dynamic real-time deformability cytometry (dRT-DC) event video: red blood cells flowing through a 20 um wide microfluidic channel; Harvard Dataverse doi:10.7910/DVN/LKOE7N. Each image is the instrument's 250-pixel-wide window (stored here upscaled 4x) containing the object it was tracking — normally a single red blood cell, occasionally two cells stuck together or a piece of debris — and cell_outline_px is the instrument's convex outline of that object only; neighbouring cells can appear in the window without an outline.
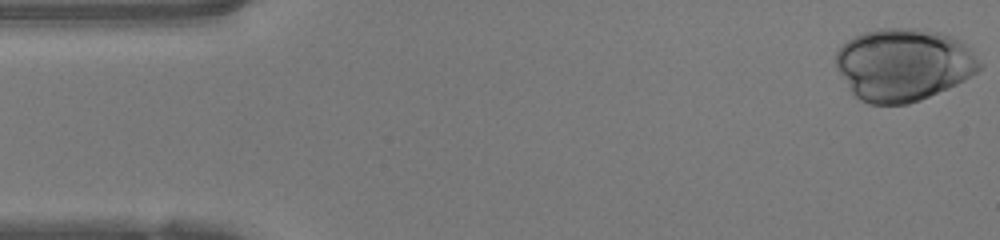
{"species": "human", "species_latin": "Homo sapiens", "temperature_condition": "warm", "stored_images_in_passage": 47, "camera_frame_rate_fps": 3000, "um_per_image_px": 0.085, "donor": {"sex": "female"}, "frame": {"image": 1, "passage_image": 1, "time_ms": 0.0, "image_size_px": [1000, 240], "cell_outline_px": [[984, 68], [964, 80], [948, 88], [920, 100], [908, 104], [868, 104], [852, 96], [836, 68], [836, 52], [852, 36], [864, 32], [880, 28], [924, 28], [940, 32], [960, 40], [984, 64]], "centroid_in_image_um": [76.79, 5.49], "position_along_channel_um": 8.2, "area_um2": 61.27}}
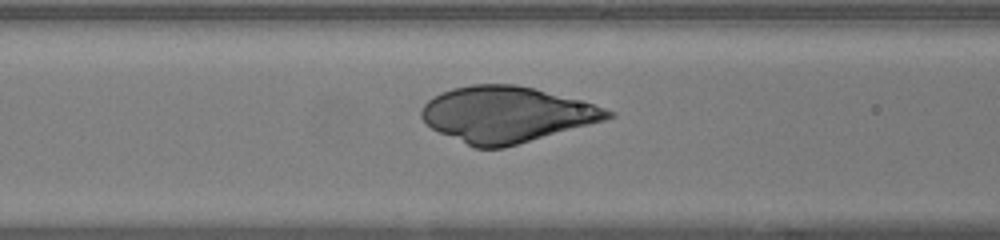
{"frame": {"image": 2, "passage_image": 18, "time_ms": 5.667, "image_size_px": [1000, 240], "cell_outline_px": [[616, 116], [604, 120], [504, 148], [476, 148], [440, 132], [432, 128], [420, 116], [420, 112], [424, 104], [432, 96], [440, 92], [452, 88], [472, 84], [516, 84], [532, 88], [592, 104], [616, 112]], "centroid_in_image_um": [43.02, 9.72], "position_along_channel_um": 123.6, "area_um2": 59.94}}
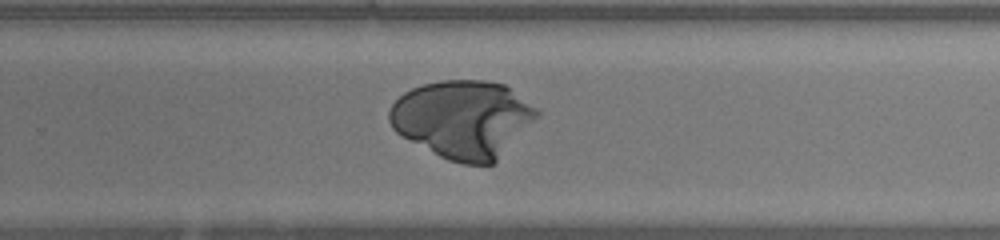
{"frame": {"image": 3, "passage_image": 30, "time_ms": 9.667, "image_size_px": [1000, 240], "cell_outline_px": [[540, 116], [496, 164], [464, 164], [448, 160], [440, 156], [396, 132], [392, 128], [388, 120], [388, 112], [392, 104], [404, 92], [412, 88], [424, 84], [440, 80], [484, 80], [504, 84], [536, 108], [540, 112]], "centroid_in_image_um": [39.38, 10.13], "position_along_channel_um": 290.4, "area_um2": 66.99}}